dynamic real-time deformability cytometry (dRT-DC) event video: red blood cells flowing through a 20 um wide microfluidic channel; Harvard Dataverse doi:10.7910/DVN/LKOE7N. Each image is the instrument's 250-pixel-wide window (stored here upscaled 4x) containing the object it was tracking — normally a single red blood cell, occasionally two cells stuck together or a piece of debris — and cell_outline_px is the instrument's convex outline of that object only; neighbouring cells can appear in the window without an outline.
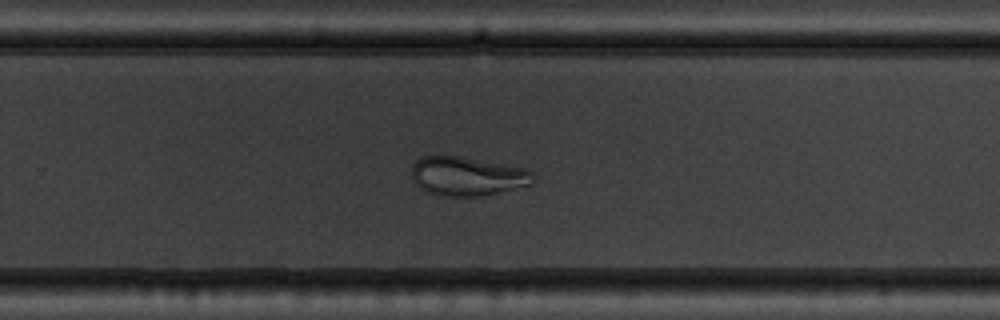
{"species": "common noctule bat (a hibernating species)", "species_latin": "Nyctalus noctula", "temperature_condition": "warm", "stored_images_in_passage": 48, "camera_frame_rate_fps": 3000, "um_per_image_px": 0.085, "animal": {"sex": "male", "body_mass_g": 19.5, "forearm_length_mm": 54.6}, "frame": {"image": 1, "passage_image": 30, "time_ms": 9.667, "image_size_px": [1000, 320], "cell_outline_px": [[536, 176], [532, 184], [484, 196], [444, 196], [432, 192], [424, 188], [412, 176], [412, 164], [420, 156], [456, 156], [524, 168], [532, 172]], "centroid_in_image_um": [39.77, 14.97], "position_along_channel_um": 290.0, "area_um2": 27.05}}
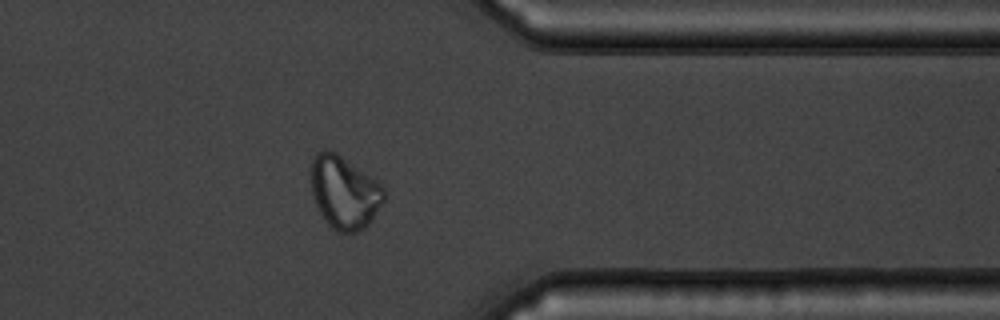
{"frame": {"image": 2, "passage_image": 38, "time_ms": 12.333, "image_size_px": [1000, 320], "cell_outline_px": [[384, 200], [368, 224], [364, 228], [356, 232], [340, 232], [328, 224], [324, 220], [312, 196], [312, 156], [316, 152], [324, 148], [328, 148], [336, 152], [376, 180], [384, 188]], "centroid_in_image_um": [29.24, 16.32], "position_along_channel_um": 382.2, "area_um2": 30.69}}
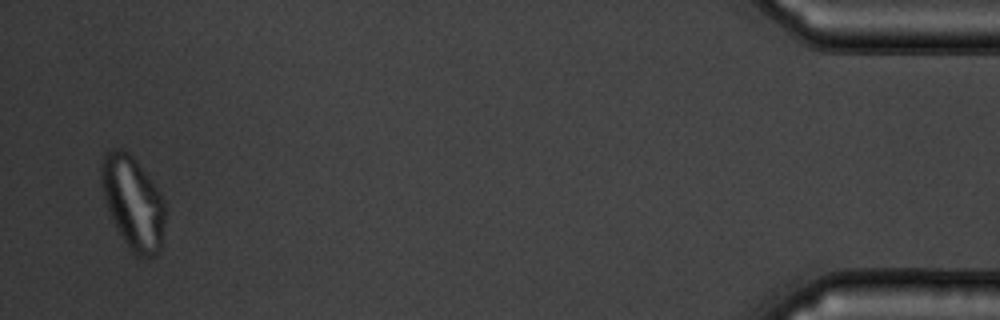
{"frame": {"image": 3, "passage_image": 47, "time_ms": 15.333, "image_size_px": [1000, 320], "cell_outline_px": [[164, 220], [160, 252], [156, 256], [136, 256], [132, 252], [116, 228], [112, 220], [104, 196], [100, 180], [100, 168], [104, 156], [112, 148], [124, 148], [136, 160], [160, 192], [164, 200]], "centroid_in_image_um": [11.29, 17.21], "position_along_channel_um": 423.9, "area_um2": 34.33}}